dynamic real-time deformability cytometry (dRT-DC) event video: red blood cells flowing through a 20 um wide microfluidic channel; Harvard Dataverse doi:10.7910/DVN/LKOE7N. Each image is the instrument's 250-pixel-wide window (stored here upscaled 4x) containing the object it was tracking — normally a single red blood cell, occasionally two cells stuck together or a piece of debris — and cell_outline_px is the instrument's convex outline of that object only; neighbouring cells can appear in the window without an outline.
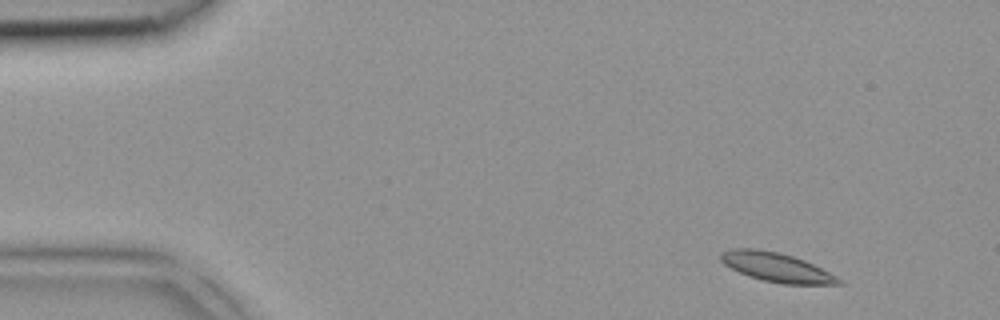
{"species": "common noctule bat (a hibernating species)", "species_latin": "Nyctalus noctula", "temperature_condition": "room temperature", "stored_images_in_passage": 3, "camera_frame_rate_fps": 3000, "um_per_image_px": 0.085, "animal": {"sex": "female", "body_mass_g": 18.4}, "frame": {"image": 1, "passage_image": 1, "time_ms": 0.0, "image_size_px": [1000, 320], "cell_outline_px": [[844, 284], [784, 284], [764, 280], [748, 276], [724, 264], [720, 260], [720, 252], [732, 248], [756, 248], [780, 252], [804, 260], [844, 280]], "centroid_in_image_um": [65.99, 22.7], "position_along_channel_um": 19.0, "area_um2": 19.94}}